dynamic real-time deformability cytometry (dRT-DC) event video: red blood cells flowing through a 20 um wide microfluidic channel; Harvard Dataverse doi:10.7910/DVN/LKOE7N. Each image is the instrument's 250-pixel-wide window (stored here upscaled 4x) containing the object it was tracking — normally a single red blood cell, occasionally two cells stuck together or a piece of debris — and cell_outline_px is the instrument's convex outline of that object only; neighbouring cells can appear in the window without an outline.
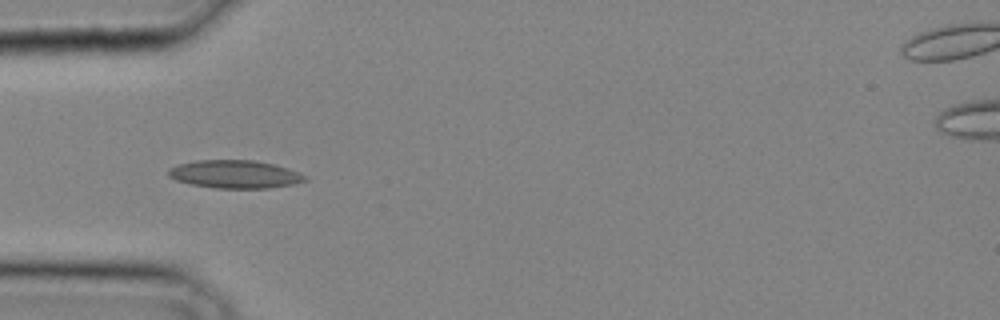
{"species": "common noctule bat (a hibernating species)", "species_latin": "Nyctalus noctula", "temperature_condition": "cold", "stored_images_in_passage": 31, "camera_frame_rate_fps": 3000, "um_per_image_px": 0.085, "animal": {"sex": "male", "body_mass_g": 20.4}, "frame": {"image": 1, "passage_image": 8, "time_ms": 2.333, "image_size_px": [1000, 320], "cell_outline_px": [[308, 180], [292, 184], [268, 188], [216, 188], [192, 184], [176, 180], [168, 176], [168, 168], [176, 164], [196, 160], [256, 160], [276, 164], [300, 172], [308, 176]], "centroid_in_image_um": [19.98, 14.79], "position_along_channel_um": 65.0, "area_um2": 22.54}}
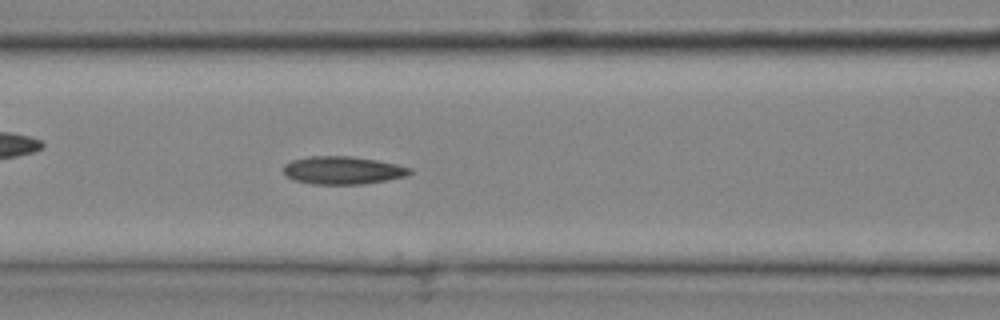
{"frame": {"image": 2, "passage_image": 12, "time_ms": 3.667, "image_size_px": [1000, 320], "cell_outline_px": [[412, 172], [408, 176], [388, 180], [364, 184], [312, 184], [296, 180], [284, 176], [284, 164], [292, 160], [308, 156], [352, 156], [376, 160], [396, 164], [412, 168]], "centroid_in_image_um": [29.15, 14.47], "position_along_channel_um": 137.5, "area_um2": 20.69}}
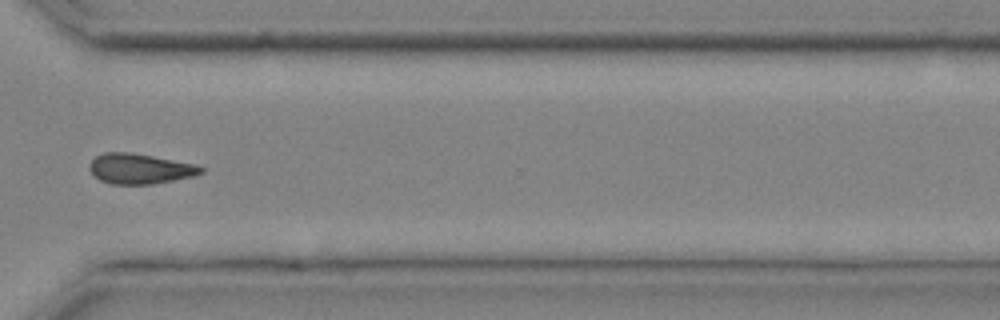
{"frame": {"image": 3, "passage_image": 24, "time_ms": 7.667, "image_size_px": [1000, 320], "cell_outline_px": [[204, 172], [196, 176], [152, 184], [112, 184], [100, 180], [88, 168], [88, 164], [96, 156], [104, 152], [132, 152], [196, 164], [204, 168]], "centroid_in_image_um": [11.91, 14.34], "position_along_channel_um": 358.7, "area_um2": 19.77}}